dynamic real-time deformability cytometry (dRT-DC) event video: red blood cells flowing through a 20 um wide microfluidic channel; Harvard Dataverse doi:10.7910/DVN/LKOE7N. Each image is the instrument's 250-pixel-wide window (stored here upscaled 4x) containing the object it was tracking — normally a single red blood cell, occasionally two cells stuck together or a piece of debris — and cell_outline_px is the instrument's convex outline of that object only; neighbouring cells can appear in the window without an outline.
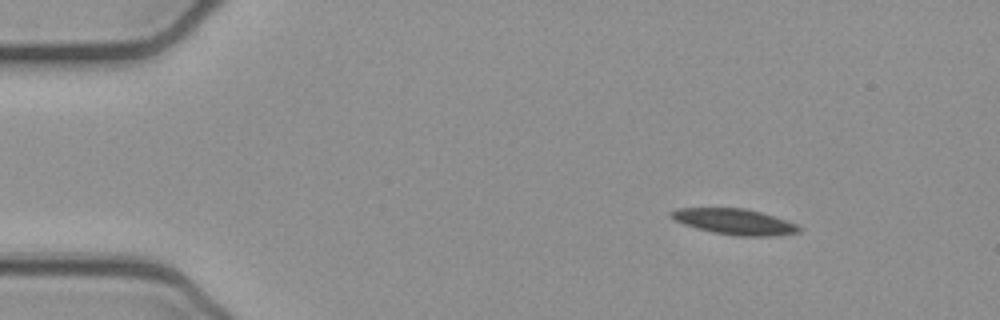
{"species": "common noctule bat (a hibernating species)", "species_latin": "Nyctalus noctula", "temperature_condition": "cold", "stored_images_in_passage": 47, "camera_frame_rate_fps": 3000, "um_per_image_px": 0.085, "animal": {"sex": "female", "body_mass_g": 21.9}, "frame": {"image": 1, "passage_image": 1, "time_ms": 0.0, "image_size_px": [1000, 320], "cell_outline_px": [[800, 232], [772, 236], [736, 236], [712, 232], [696, 228], [684, 224], [668, 216], [668, 212], [676, 208], [744, 208], [760, 212], [788, 220], [796, 224], [800, 228]], "centroid_in_image_um": [62.41, 18.84], "position_along_channel_um": 22.6, "area_um2": 19.25}}
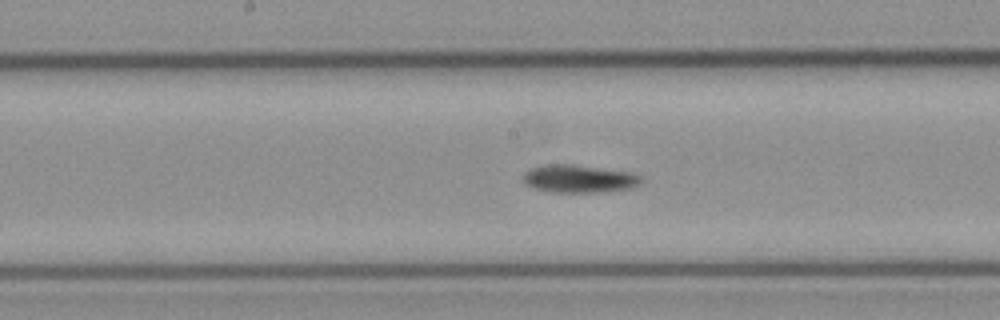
{"frame": {"image": 2, "passage_image": 21, "time_ms": 6.667, "image_size_px": [1000, 320], "cell_outline_px": [[644, 180], [640, 184], [632, 188], [608, 192], [552, 192], [536, 188], [524, 184], [524, 172], [532, 168], [548, 164], [572, 164], [636, 172], [644, 176]], "centroid_in_image_um": [49.34, 15.19], "position_along_channel_um": 198.9, "area_um2": 19.54}}
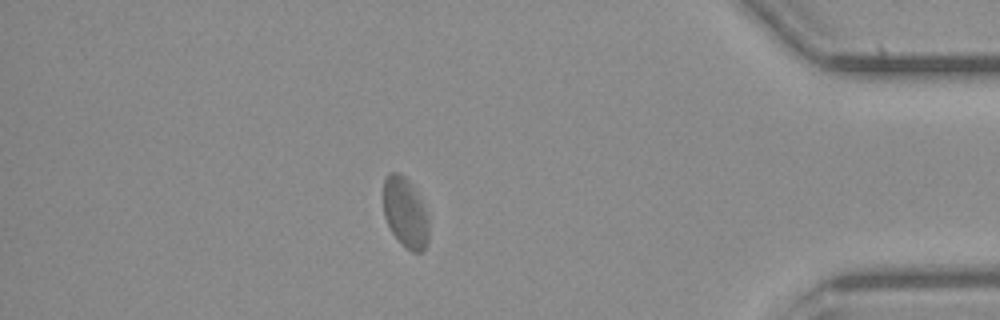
{"frame": {"image": 3, "passage_image": 40, "time_ms": 13.0, "image_size_px": [1000, 320], "cell_outline_px": [[428, 240], [424, 248], [420, 252], [412, 252], [392, 232], [384, 216], [384, 180], [388, 172], [400, 172], [408, 180], [416, 192], [428, 216]], "centroid_in_image_um": [34.44, 18.04], "position_along_channel_um": 400.8, "area_um2": 18.15}}